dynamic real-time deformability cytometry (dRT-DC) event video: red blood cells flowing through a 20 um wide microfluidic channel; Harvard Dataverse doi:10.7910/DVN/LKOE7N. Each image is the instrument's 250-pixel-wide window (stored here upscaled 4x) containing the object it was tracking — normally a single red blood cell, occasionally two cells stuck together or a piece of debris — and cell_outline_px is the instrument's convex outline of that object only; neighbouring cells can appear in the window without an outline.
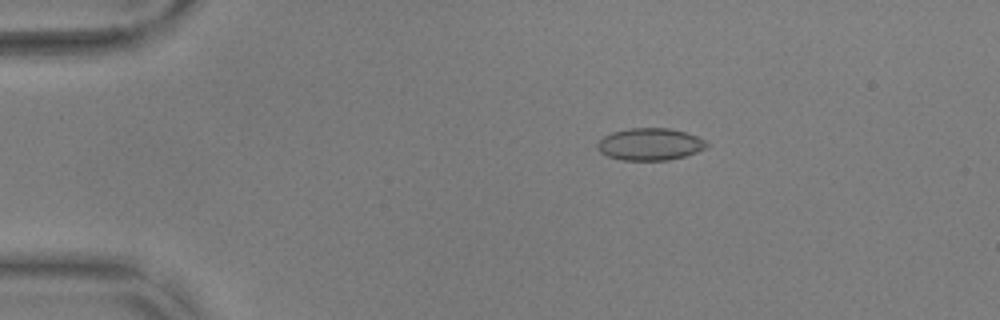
{"species": "common noctule bat (a hibernating species)", "species_latin": "Nyctalus noctula", "temperature_condition": "warm", "stored_images_in_passage": 45, "camera_frame_rate_fps": 3000, "um_per_image_px": 0.085, "animal": {"sex": "male", "body_mass_g": 17.9, "forearm_length_mm": 54.2}, "frame": {"image": 1, "passage_image": 1, "time_ms": 0.0, "image_size_px": [1000, 320], "cell_outline_px": [[708, 148], [684, 156], [668, 160], [620, 160], [608, 156], [600, 152], [596, 148], [596, 144], [604, 136], [612, 132], [628, 128], [672, 128], [696, 136], [704, 140], [708, 144]], "centroid_in_image_um": [55.23, 12.26], "position_along_channel_um": 29.8, "area_um2": 20.52}}
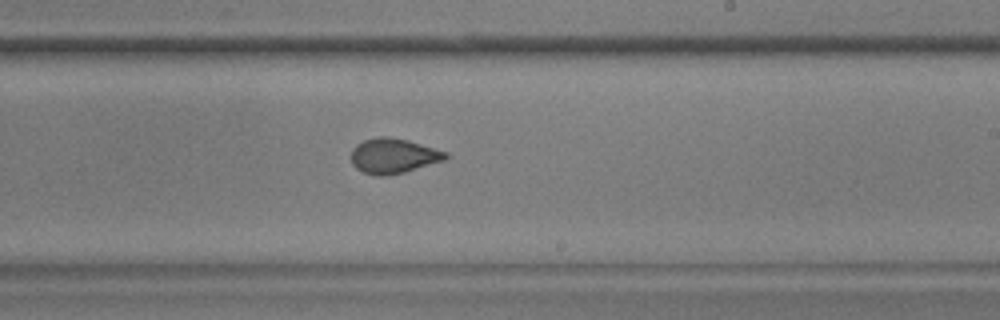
{"frame": {"image": 2, "passage_image": 24, "time_ms": 7.667, "image_size_px": [1000, 320], "cell_outline_px": [[448, 156], [444, 160], [404, 172], [384, 176], [376, 176], [364, 172], [356, 168], [352, 164], [352, 152], [356, 144], [364, 140], [380, 136], [384, 136], [408, 140], [448, 152]], "centroid_in_image_um": [33.44, 13.25], "position_along_channel_um": 255.6, "area_um2": 19.07}}
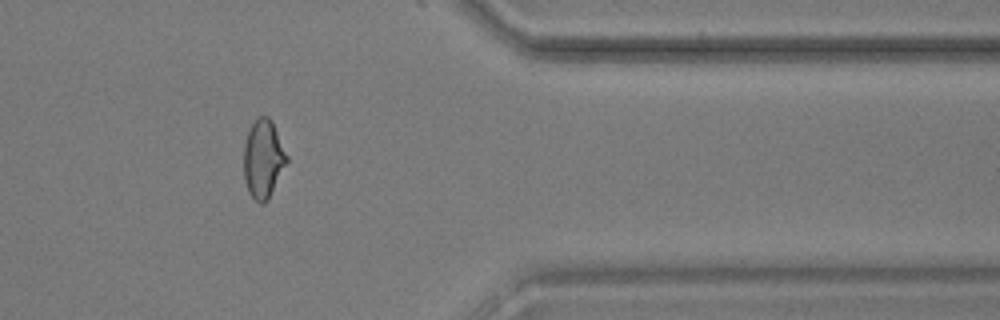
{"frame": {"image": 3, "passage_image": 36, "time_ms": 11.667, "image_size_px": [1000, 320], "cell_outline_px": [[288, 160], [268, 200], [264, 204], [260, 204], [248, 192], [244, 180], [244, 144], [248, 132], [252, 124], [260, 116], [268, 116], [272, 120], [288, 156]], "centroid_in_image_um": [22.38, 13.52], "position_along_channel_um": 389.0, "area_um2": 19.59}, "authors_computed_cell_mechanics": {"area_um2": 19.5364, "velocity_mm_per_s": 3.7167, "shape_relaxation_time_tau1_ms": 9.7838, "shape_relaxation_time_tau2_ms": 0.9136, "deformation_change_tau1": 0.1599, "deformation_change_tau2": 0.0494}}